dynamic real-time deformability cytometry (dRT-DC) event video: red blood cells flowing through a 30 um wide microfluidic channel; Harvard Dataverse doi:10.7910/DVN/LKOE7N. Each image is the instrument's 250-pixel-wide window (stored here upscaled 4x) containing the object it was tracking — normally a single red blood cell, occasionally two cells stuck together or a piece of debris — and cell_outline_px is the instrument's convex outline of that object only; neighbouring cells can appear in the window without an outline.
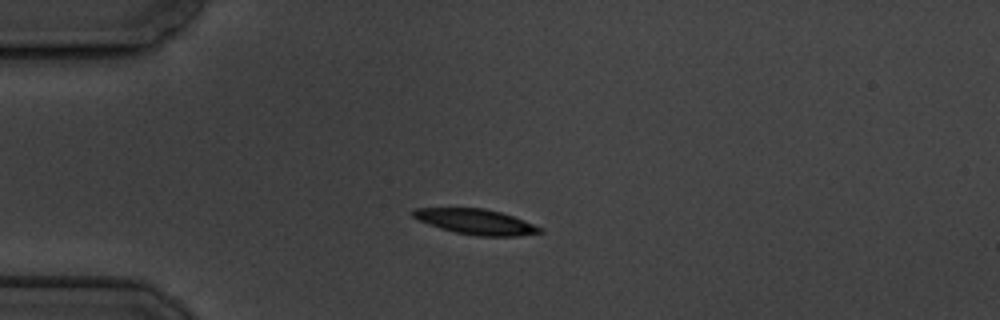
{"species": "common noctule bat (a hibernating species)", "species_latin": "Nyctalus noctula", "temperature_condition": "cold", "stored_images_in_passage": 8, "camera_frame_rate_fps": 3000, "um_per_image_px": 0.085, "animal": {"sex": "male", "body_mass_g": 19.5, "forearm_length_mm": 54.6}, "frame": {"image": 1, "passage_image": 5, "time_ms": 4.667, "image_size_px": [1000, 320], "cell_outline_px": [[544, 232], [520, 236], [476, 236], [456, 232], [440, 228], [428, 224], [412, 216], [412, 212], [416, 208], [484, 208], [500, 212], [524, 220], [544, 228]], "centroid_in_image_um": [40.5, 18.85], "position_along_channel_um": 44.5, "area_um2": 18.67}}